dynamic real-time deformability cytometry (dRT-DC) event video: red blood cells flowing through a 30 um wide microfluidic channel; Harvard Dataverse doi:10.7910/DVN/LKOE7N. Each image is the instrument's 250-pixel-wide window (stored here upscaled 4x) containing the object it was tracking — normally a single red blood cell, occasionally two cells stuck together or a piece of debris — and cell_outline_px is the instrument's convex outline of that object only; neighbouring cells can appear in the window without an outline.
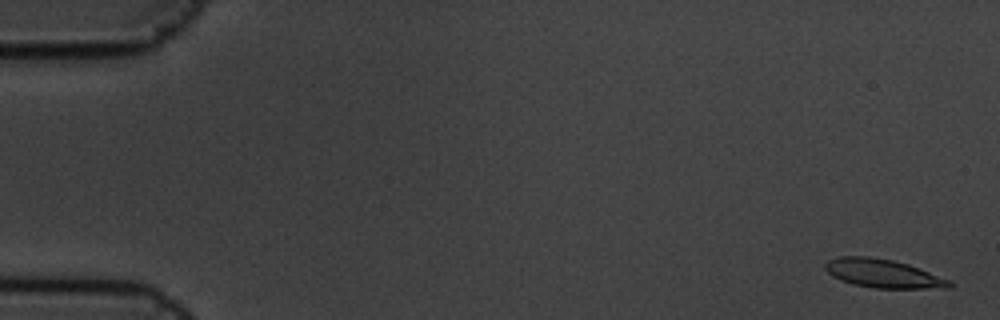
{"species": "common noctule bat (a hibernating species)", "species_latin": "Nyctalus noctula", "temperature_condition": "cold", "stored_images_in_passage": 6, "camera_frame_rate_fps": 3000, "um_per_image_px": 0.085, "animal": {"sex": "male", "body_mass_g": 19.5, "forearm_length_mm": 54.6}, "frame": {"image": 1, "passage_image": 1, "time_ms": 0.0, "image_size_px": [1000, 320], "cell_outline_px": [[956, 284], [952, 288], [876, 288], [852, 284], [840, 280], [832, 276], [824, 268], [824, 264], [828, 260], [840, 256], [868, 256], [892, 260], [908, 264], [952, 280]], "centroid_in_image_um": [75.1, 23.25], "position_along_channel_um": 9.9, "area_um2": 20.87}}
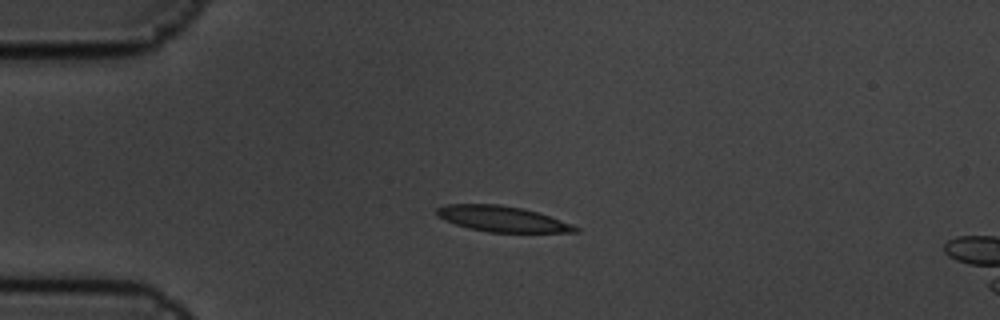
{"frame": {"image": 2, "passage_image": 4, "time_ms": 1.0, "image_size_px": [1000, 320], "cell_outline_px": [[580, 232], [488, 232], [468, 228], [444, 220], [436, 216], [436, 208], [444, 204], [500, 204], [520, 208], [536, 212], [572, 224], [580, 228]], "centroid_in_image_um": [42.64, 18.6], "position_along_channel_um": 42.4, "area_um2": 20.63}}
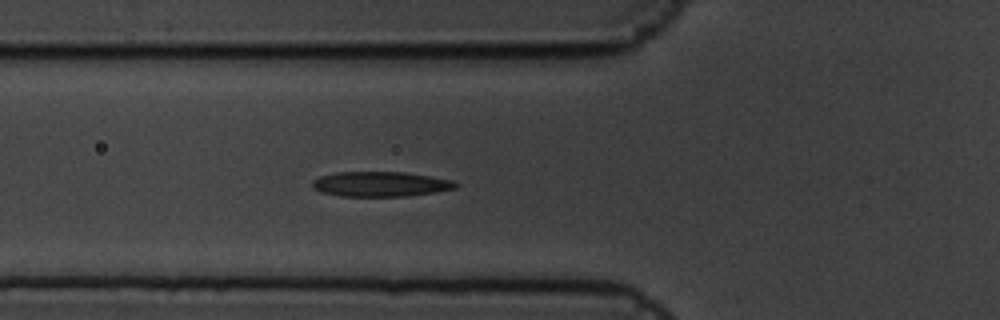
{"frame": {"image": 3, "passage_image": 6, "time_ms": 1.667, "image_size_px": [1000, 320], "cell_outline_px": [[460, 184], [456, 188], [436, 192], [408, 196], [340, 196], [320, 192], [312, 188], [312, 180], [320, 176], [336, 172], [404, 172], [452, 180]], "centroid_in_image_um": [32.32, 15.65], "position_along_channel_um": 93.5, "area_um2": 20.92}}